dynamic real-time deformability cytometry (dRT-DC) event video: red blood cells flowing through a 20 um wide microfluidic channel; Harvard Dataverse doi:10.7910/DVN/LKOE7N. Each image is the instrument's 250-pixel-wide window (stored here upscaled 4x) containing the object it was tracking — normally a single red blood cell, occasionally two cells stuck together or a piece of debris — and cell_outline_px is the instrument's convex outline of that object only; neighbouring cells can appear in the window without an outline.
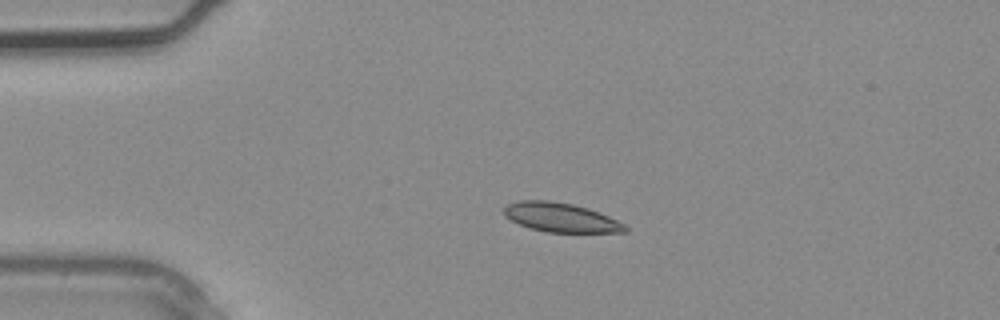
{"species": "common noctule bat (a hibernating species)", "species_latin": "Nyctalus noctula", "temperature_condition": "warm", "stored_images_in_passage": 3, "camera_frame_rate_fps": 3000, "um_per_image_px": 0.085, "animal": {"sex": "male", "body_mass_g": 20.4}, "frame": {"image": 1, "passage_image": 2, "time_ms": 0.333, "image_size_px": [1000, 320], "cell_outline_px": [[628, 232], [548, 232], [532, 228], [520, 224], [504, 216], [504, 208], [508, 204], [520, 200], [548, 200], [572, 204], [588, 208], [608, 216], [624, 224], [628, 228]], "centroid_in_image_um": [47.67, 18.48], "position_along_channel_um": 37.3, "area_um2": 20.35}}